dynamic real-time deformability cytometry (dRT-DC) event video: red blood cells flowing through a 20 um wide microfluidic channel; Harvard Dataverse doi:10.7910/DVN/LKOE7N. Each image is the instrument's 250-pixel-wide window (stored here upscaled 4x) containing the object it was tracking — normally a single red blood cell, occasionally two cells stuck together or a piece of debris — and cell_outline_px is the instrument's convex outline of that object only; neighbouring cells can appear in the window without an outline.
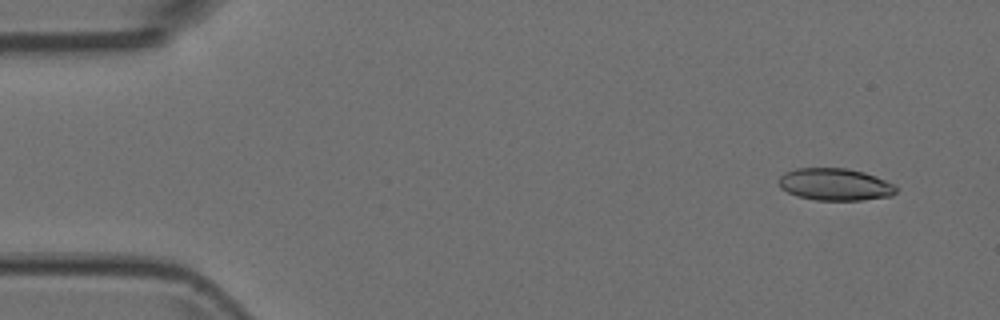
{"species": "Egyptian fruit bat (a non-hibernating species)", "species_latin": "Rousettus aegyptiacus", "temperature_condition": "room temperature", "stored_images_in_passage": 5, "camera_frame_rate_fps": 3000, "um_per_image_px": 0.085, "animal": {"sex": "female"}, "frame": {"image": 1, "passage_image": 2, "time_ms": 0.333, "image_size_px": [1000, 320], "cell_outline_px": [[896, 192], [892, 196], [864, 200], [816, 200], [796, 196], [780, 188], [776, 180], [784, 172], [796, 168], [848, 168], [864, 172], [876, 176], [896, 184]], "centroid_in_image_um": [70.97, 15.67], "position_along_channel_um": 14.0, "area_um2": 22.37}}
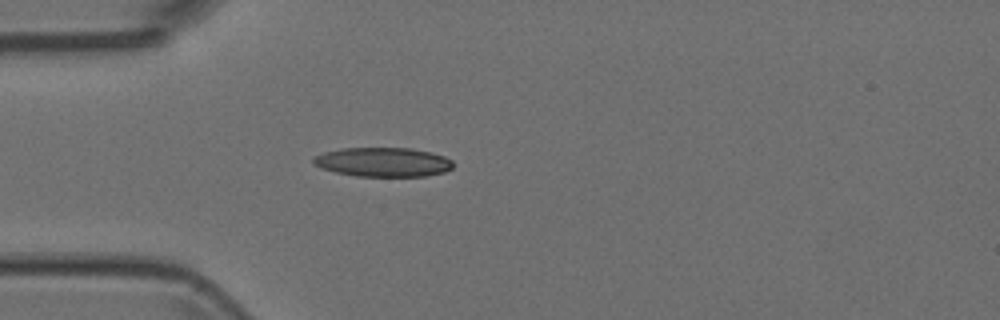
{"frame": {"image": 2, "passage_image": 5, "time_ms": 1.333, "image_size_px": [1000, 320], "cell_outline_px": [[452, 168], [444, 172], [424, 176], [356, 176], [336, 172], [320, 168], [312, 164], [312, 156], [324, 152], [344, 148], [412, 148], [432, 152], [444, 156], [452, 160]], "centroid_in_image_um": [32.53, 13.77], "position_along_channel_um": 52.5, "area_um2": 23.93}}